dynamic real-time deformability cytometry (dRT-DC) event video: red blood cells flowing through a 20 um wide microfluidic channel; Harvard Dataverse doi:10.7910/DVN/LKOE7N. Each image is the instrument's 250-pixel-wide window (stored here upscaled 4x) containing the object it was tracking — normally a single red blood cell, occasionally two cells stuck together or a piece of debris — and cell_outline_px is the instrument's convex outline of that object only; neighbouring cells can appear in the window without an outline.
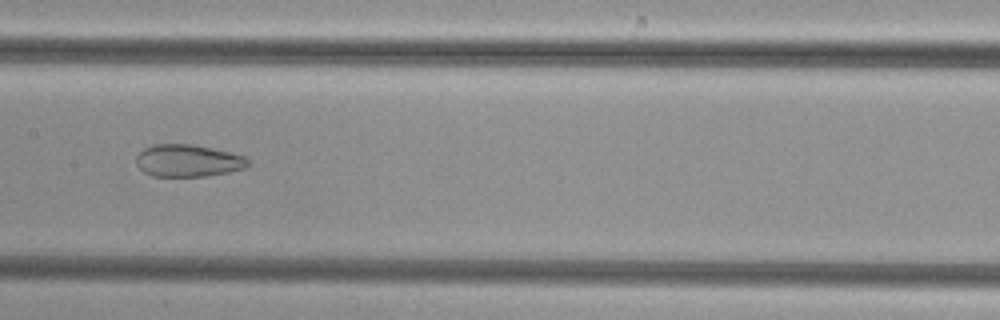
{"species": "common noctule bat (a hibernating species)", "species_latin": "Nyctalus noctula", "temperature_condition": "cold", "stored_images_in_passage": 46, "camera_frame_rate_fps": 3000, "um_per_image_px": 0.085, "animal": {"sex": "female", "body_mass_g": 29.2, "forearm_length_mm": 56.3}, "frame": {"image": 1, "passage_image": 25, "time_ms": 8.0, "image_size_px": [1000, 320], "cell_outline_px": [[248, 164], [244, 168], [228, 172], [204, 176], [152, 176], [144, 172], [136, 164], [136, 156], [144, 148], [152, 144], [192, 144], [212, 148], [248, 156]], "centroid_in_image_um": [15.97, 13.65], "position_along_channel_um": 191.4, "area_um2": 21.04}}
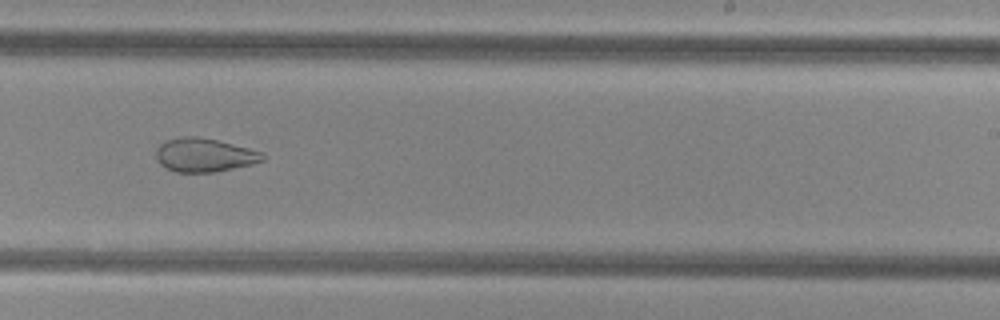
{"frame": {"image": 2, "passage_image": 31, "time_ms": 10.0, "image_size_px": [1000, 320], "cell_outline_px": [[268, 156], [264, 160], [252, 164], [216, 172], [176, 172], [160, 164], [156, 156], [156, 148], [160, 144], [168, 140], [180, 136], [196, 136], [216, 140], [264, 152]], "centroid_in_image_um": [17.4, 13.18], "position_along_channel_um": 271.6, "area_um2": 20.92}}
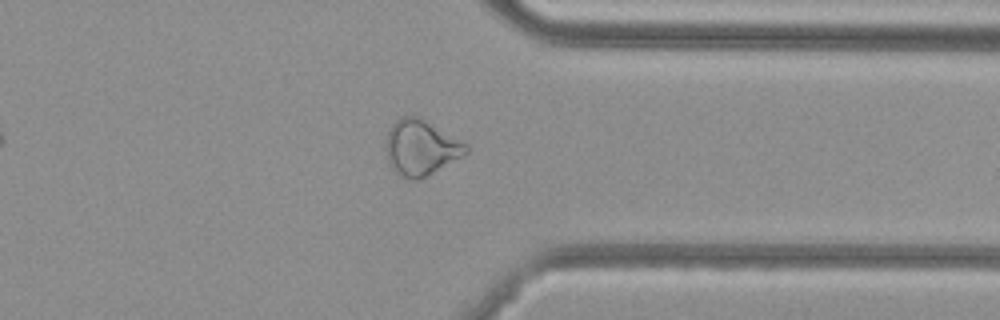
{"frame": {"image": 3, "passage_image": 39, "time_ms": 12.667, "image_size_px": [1000, 320], "cell_outline_px": [[468, 152], [424, 176], [416, 180], [412, 180], [396, 172], [392, 168], [388, 160], [384, 148], [388, 132], [392, 124], [400, 116], [420, 116], [468, 144]], "centroid_in_image_um": [35.74, 12.5], "position_along_channel_um": 375.7, "area_um2": 25.55}}